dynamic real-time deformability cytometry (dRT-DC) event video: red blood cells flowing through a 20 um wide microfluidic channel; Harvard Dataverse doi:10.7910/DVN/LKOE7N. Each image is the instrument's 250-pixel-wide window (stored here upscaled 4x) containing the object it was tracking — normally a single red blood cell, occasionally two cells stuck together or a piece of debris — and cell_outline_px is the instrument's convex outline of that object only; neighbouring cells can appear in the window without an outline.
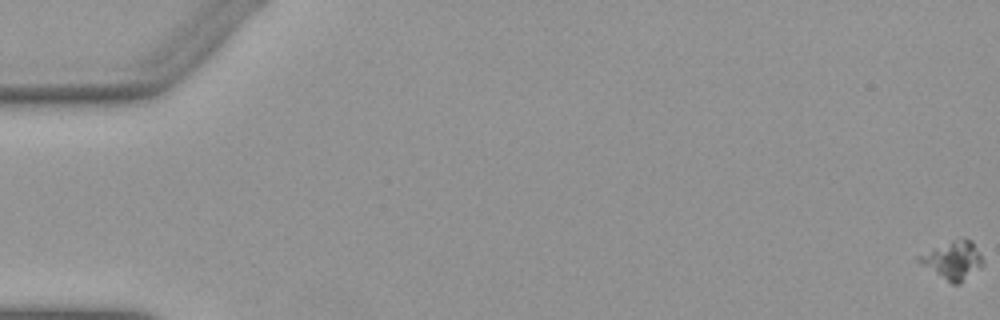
{"species": "Egyptian fruit bat (a non-hibernating species)", "species_latin": "Rousettus aegyptiacus", "temperature_condition": "warm", "stored_images_in_passage": 56, "camera_frame_rate_fps": 3000, "um_per_image_px": 0.085, "animal": {"sex": "female"}, "frame": {"image": 1, "passage_image": 1, "time_ms": 0.0, "image_size_px": [1000, 320], "cell_outline_px": [[984, 264], [980, 268], [960, 284], [952, 284], [920, 264], [916, 260], [916, 256], [932, 248], [952, 240], [972, 240], [984, 260]], "centroid_in_image_um": [80.99, 22.14], "position_along_channel_um": 4.0, "area_um2": 14.16}}
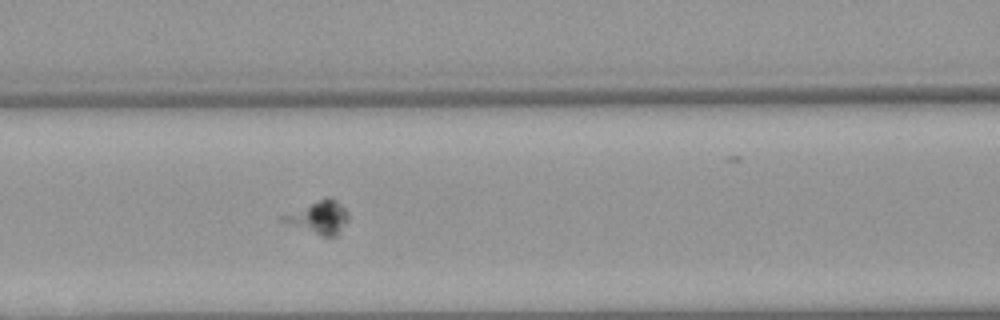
{"frame": {"image": 2, "passage_image": 25, "time_ms": 8.0, "image_size_px": [1000, 320], "cell_outline_px": [[348, 220], [336, 236], [320, 236], [280, 220], [280, 216], [324, 196], [332, 196], [344, 208], [348, 216]], "centroid_in_image_um": [27.1, 18.44], "position_along_channel_um": 139.5, "area_um2": 12.48}}
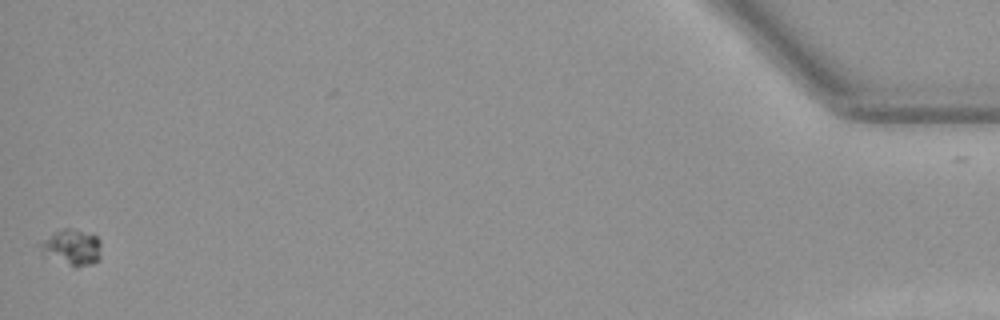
{"frame": {"image": 3, "passage_image": 55, "time_ms": 18.0, "image_size_px": [1000, 320], "cell_outline_px": [[100, 260], [92, 264], [76, 268], [44, 256], [40, 252], [36, 244], [56, 232], [64, 228], [68, 228], [92, 232], [100, 240]], "centroid_in_image_um": [6.1, 21.04], "position_along_channel_um": 429.1, "area_um2": 13.18}}